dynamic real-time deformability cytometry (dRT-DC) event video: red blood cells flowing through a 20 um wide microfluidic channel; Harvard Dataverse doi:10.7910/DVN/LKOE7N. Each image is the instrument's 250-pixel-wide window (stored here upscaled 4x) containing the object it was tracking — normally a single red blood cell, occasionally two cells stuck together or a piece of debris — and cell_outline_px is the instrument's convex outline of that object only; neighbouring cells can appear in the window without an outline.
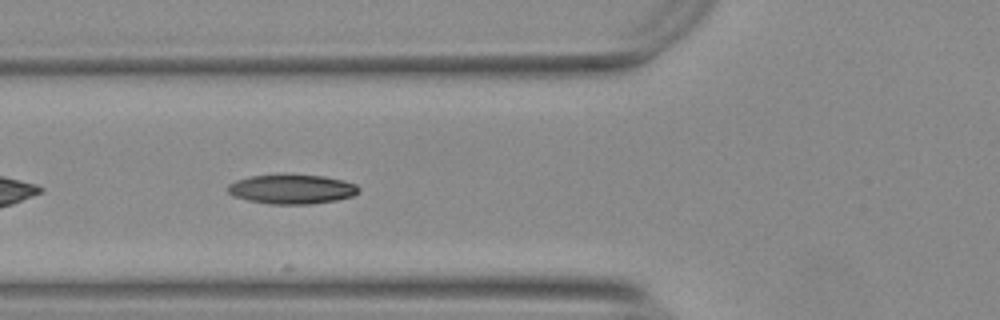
{"species": "Egyptian fruit bat (a non-hibernating species)", "species_latin": "Rousettus aegyptiacus", "temperature_condition": "warm", "stored_images_in_passage": 23, "camera_frame_rate_fps": 3000, "um_per_image_px": 0.085, "animal": {"sex": "female"}, "frame": {"image": 1, "passage_image": 4, "time_ms": 1.0, "image_size_px": [1000, 320], "cell_outline_px": [[360, 192], [352, 196], [336, 200], [312, 204], [268, 204], [248, 200], [232, 196], [228, 192], [228, 184], [236, 180], [252, 176], [324, 176], [344, 180], [356, 184], [360, 188]], "centroid_in_image_um": [24.83, 16.1], "position_along_channel_um": 101.0, "area_um2": 22.14}}
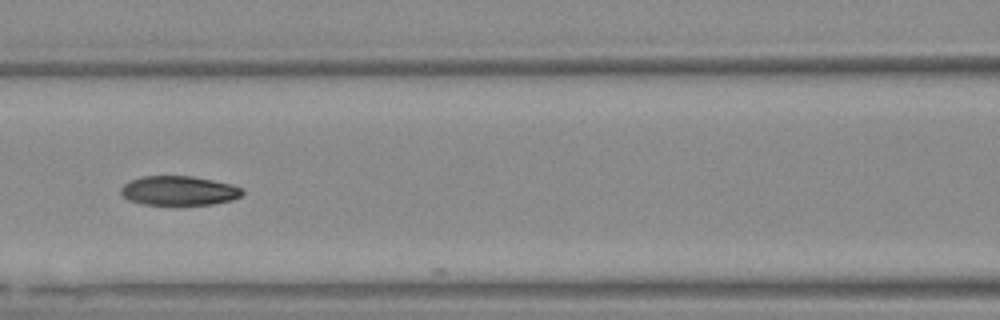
{"frame": {"image": 2, "passage_image": 8, "time_ms": 2.333, "image_size_px": [1000, 320], "cell_outline_px": [[244, 192], [240, 196], [232, 200], [212, 204], [144, 204], [128, 200], [120, 192], [120, 188], [124, 184], [140, 176], [192, 176], [232, 184], [240, 188]], "centroid_in_image_um": [15.19, 16.2], "position_along_channel_um": 151.4, "area_um2": 20.58}}